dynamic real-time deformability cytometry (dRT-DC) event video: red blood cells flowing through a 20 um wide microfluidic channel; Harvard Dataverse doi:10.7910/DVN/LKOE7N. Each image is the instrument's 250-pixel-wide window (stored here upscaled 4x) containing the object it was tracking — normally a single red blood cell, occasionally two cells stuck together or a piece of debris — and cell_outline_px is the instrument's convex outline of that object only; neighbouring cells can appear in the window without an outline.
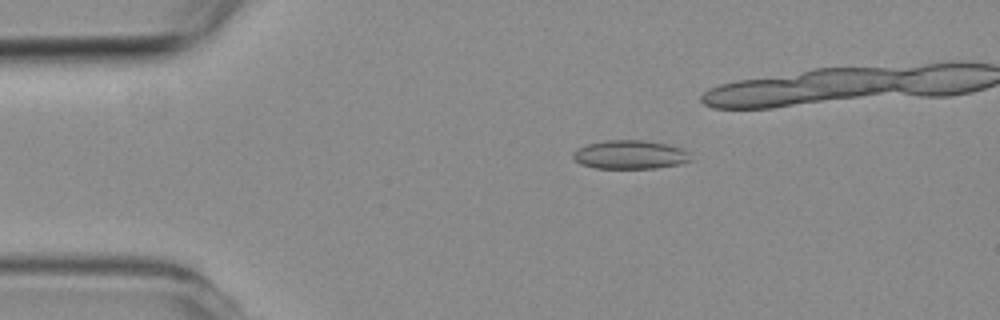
{"species": "common noctule bat (a hibernating species)", "species_latin": "Nyctalus noctula", "temperature_condition": "room temperature", "stored_images_in_passage": 6, "camera_frame_rate_fps": 3000, "um_per_image_px": 0.085, "animal": {"sex": "female", "body_mass_g": 19.3, "forearm_length_mm": 54.1}, "frame": {"image": 1, "passage_image": 2, "time_ms": 1.333, "image_size_px": [1000, 320], "cell_outline_px": [[692, 160], [680, 164], [656, 168], [596, 168], [580, 164], [572, 160], [572, 152], [576, 148], [588, 144], [604, 140], [644, 140], [668, 144], [680, 148], [688, 152]], "centroid_in_image_um": [53.51, 13.14], "position_along_channel_um": 31.5, "area_um2": 19.88}}